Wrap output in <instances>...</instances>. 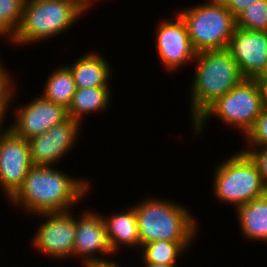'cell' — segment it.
<instances>
[{
	"instance_id": "15",
	"label": "cell",
	"mask_w": 267,
	"mask_h": 267,
	"mask_svg": "<svg viewBox=\"0 0 267 267\" xmlns=\"http://www.w3.org/2000/svg\"><path fill=\"white\" fill-rule=\"evenodd\" d=\"M102 218L106 227L109 244L114 254L121 248L120 245L129 247L139 246L138 248H140L138 222L134 206L126 211L112 213L110 217L102 216Z\"/></svg>"
},
{
	"instance_id": "9",
	"label": "cell",
	"mask_w": 267,
	"mask_h": 267,
	"mask_svg": "<svg viewBox=\"0 0 267 267\" xmlns=\"http://www.w3.org/2000/svg\"><path fill=\"white\" fill-rule=\"evenodd\" d=\"M44 222L40 225L33 243L38 251L56 259L73 256L76 218L69 211L41 213Z\"/></svg>"
},
{
	"instance_id": "2",
	"label": "cell",
	"mask_w": 267,
	"mask_h": 267,
	"mask_svg": "<svg viewBox=\"0 0 267 267\" xmlns=\"http://www.w3.org/2000/svg\"><path fill=\"white\" fill-rule=\"evenodd\" d=\"M92 4L93 0L24 1L20 27L10 40L27 45L55 37L73 26Z\"/></svg>"
},
{
	"instance_id": "27",
	"label": "cell",
	"mask_w": 267,
	"mask_h": 267,
	"mask_svg": "<svg viewBox=\"0 0 267 267\" xmlns=\"http://www.w3.org/2000/svg\"><path fill=\"white\" fill-rule=\"evenodd\" d=\"M260 93L263 108H267V75H260L254 78Z\"/></svg>"
},
{
	"instance_id": "25",
	"label": "cell",
	"mask_w": 267,
	"mask_h": 267,
	"mask_svg": "<svg viewBox=\"0 0 267 267\" xmlns=\"http://www.w3.org/2000/svg\"><path fill=\"white\" fill-rule=\"evenodd\" d=\"M6 68L0 62V104H9L10 92L13 83Z\"/></svg>"
},
{
	"instance_id": "18",
	"label": "cell",
	"mask_w": 267,
	"mask_h": 267,
	"mask_svg": "<svg viewBox=\"0 0 267 267\" xmlns=\"http://www.w3.org/2000/svg\"><path fill=\"white\" fill-rule=\"evenodd\" d=\"M110 95L109 87L77 88L67 109L68 116L82 124L84 115L108 108Z\"/></svg>"
},
{
	"instance_id": "10",
	"label": "cell",
	"mask_w": 267,
	"mask_h": 267,
	"mask_svg": "<svg viewBox=\"0 0 267 267\" xmlns=\"http://www.w3.org/2000/svg\"><path fill=\"white\" fill-rule=\"evenodd\" d=\"M227 52L245 79L264 75L267 70V32L236 27L228 41Z\"/></svg>"
},
{
	"instance_id": "17",
	"label": "cell",
	"mask_w": 267,
	"mask_h": 267,
	"mask_svg": "<svg viewBox=\"0 0 267 267\" xmlns=\"http://www.w3.org/2000/svg\"><path fill=\"white\" fill-rule=\"evenodd\" d=\"M236 209L245 238L267 242V193Z\"/></svg>"
},
{
	"instance_id": "24",
	"label": "cell",
	"mask_w": 267,
	"mask_h": 267,
	"mask_svg": "<svg viewBox=\"0 0 267 267\" xmlns=\"http://www.w3.org/2000/svg\"><path fill=\"white\" fill-rule=\"evenodd\" d=\"M253 148V149H252ZM244 151L255 163L262 180L267 185V146L252 147Z\"/></svg>"
},
{
	"instance_id": "29",
	"label": "cell",
	"mask_w": 267,
	"mask_h": 267,
	"mask_svg": "<svg viewBox=\"0 0 267 267\" xmlns=\"http://www.w3.org/2000/svg\"><path fill=\"white\" fill-rule=\"evenodd\" d=\"M13 87H15V86H12V89H11V92H10V98H9V104H0V135L1 134H3L6 130L4 129H2L3 127H2V125H3V123H4V118H6V117H4L6 114H7V110H8V108H9V105H11L10 103H12L11 101L13 100L12 98H13V96H14V90L13 89H15V88H13ZM3 121V122H2Z\"/></svg>"
},
{
	"instance_id": "5",
	"label": "cell",
	"mask_w": 267,
	"mask_h": 267,
	"mask_svg": "<svg viewBox=\"0 0 267 267\" xmlns=\"http://www.w3.org/2000/svg\"><path fill=\"white\" fill-rule=\"evenodd\" d=\"M186 24L196 52L226 49L236 29V18L221 0L189 7L178 13Z\"/></svg>"
},
{
	"instance_id": "19",
	"label": "cell",
	"mask_w": 267,
	"mask_h": 267,
	"mask_svg": "<svg viewBox=\"0 0 267 267\" xmlns=\"http://www.w3.org/2000/svg\"><path fill=\"white\" fill-rule=\"evenodd\" d=\"M47 79L42 96L68 109L77 89L69 67L57 68Z\"/></svg>"
},
{
	"instance_id": "7",
	"label": "cell",
	"mask_w": 267,
	"mask_h": 267,
	"mask_svg": "<svg viewBox=\"0 0 267 267\" xmlns=\"http://www.w3.org/2000/svg\"><path fill=\"white\" fill-rule=\"evenodd\" d=\"M214 176V196L220 202L239 207L267 193V185L252 159L240 151L218 164Z\"/></svg>"
},
{
	"instance_id": "11",
	"label": "cell",
	"mask_w": 267,
	"mask_h": 267,
	"mask_svg": "<svg viewBox=\"0 0 267 267\" xmlns=\"http://www.w3.org/2000/svg\"><path fill=\"white\" fill-rule=\"evenodd\" d=\"M174 19L176 20H162L155 31L156 49L163 67L168 71H175L187 62H193L197 54L185 22L178 13Z\"/></svg>"
},
{
	"instance_id": "20",
	"label": "cell",
	"mask_w": 267,
	"mask_h": 267,
	"mask_svg": "<svg viewBox=\"0 0 267 267\" xmlns=\"http://www.w3.org/2000/svg\"><path fill=\"white\" fill-rule=\"evenodd\" d=\"M191 242L154 241L141 246L142 262L156 264H177L179 254L184 253Z\"/></svg>"
},
{
	"instance_id": "21",
	"label": "cell",
	"mask_w": 267,
	"mask_h": 267,
	"mask_svg": "<svg viewBox=\"0 0 267 267\" xmlns=\"http://www.w3.org/2000/svg\"><path fill=\"white\" fill-rule=\"evenodd\" d=\"M23 5L24 0H0V35L9 39L15 35L22 21Z\"/></svg>"
},
{
	"instance_id": "3",
	"label": "cell",
	"mask_w": 267,
	"mask_h": 267,
	"mask_svg": "<svg viewBox=\"0 0 267 267\" xmlns=\"http://www.w3.org/2000/svg\"><path fill=\"white\" fill-rule=\"evenodd\" d=\"M194 61L198 64L191 84L192 122L217 98L245 79L226 49L198 52Z\"/></svg>"
},
{
	"instance_id": "8",
	"label": "cell",
	"mask_w": 267,
	"mask_h": 267,
	"mask_svg": "<svg viewBox=\"0 0 267 267\" xmlns=\"http://www.w3.org/2000/svg\"><path fill=\"white\" fill-rule=\"evenodd\" d=\"M33 166L28 141L7 127L0 135V187L8 199L22 187Z\"/></svg>"
},
{
	"instance_id": "22",
	"label": "cell",
	"mask_w": 267,
	"mask_h": 267,
	"mask_svg": "<svg viewBox=\"0 0 267 267\" xmlns=\"http://www.w3.org/2000/svg\"><path fill=\"white\" fill-rule=\"evenodd\" d=\"M236 27L267 32V0H256L237 17Z\"/></svg>"
},
{
	"instance_id": "14",
	"label": "cell",
	"mask_w": 267,
	"mask_h": 267,
	"mask_svg": "<svg viewBox=\"0 0 267 267\" xmlns=\"http://www.w3.org/2000/svg\"><path fill=\"white\" fill-rule=\"evenodd\" d=\"M96 253L107 256L114 254L102 216L98 212L89 210L83 212L82 216L76 219L73 255L82 257L83 263L102 260L97 257Z\"/></svg>"
},
{
	"instance_id": "30",
	"label": "cell",
	"mask_w": 267,
	"mask_h": 267,
	"mask_svg": "<svg viewBox=\"0 0 267 267\" xmlns=\"http://www.w3.org/2000/svg\"><path fill=\"white\" fill-rule=\"evenodd\" d=\"M145 267H177L176 264H156V263H144Z\"/></svg>"
},
{
	"instance_id": "28",
	"label": "cell",
	"mask_w": 267,
	"mask_h": 267,
	"mask_svg": "<svg viewBox=\"0 0 267 267\" xmlns=\"http://www.w3.org/2000/svg\"><path fill=\"white\" fill-rule=\"evenodd\" d=\"M85 264V265H84ZM84 267H121L118 264L114 263L113 260H107L106 258L102 260H93L86 263H83Z\"/></svg>"
},
{
	"instance_id": "26",
	"label": "cell",
	"mask_w": 267,
	"mask_h": 267,
	"mask_svg": "<svg viewBox=\"0 0 267 267\" xmlns=\"http://www.w3.org/2000/svg\"><path fill=\"white\" fill-rule=\"evenodd\" d=\"M229 12L236 18L247 6L256 0H221Z\"/></svg>"
},
{
	"instance_id": "23",
	"label": "cell",
	"mask_w": 267,
	"mask_h": 267,
	"mask_svg": "<svg viewBox=\"0 0 267 267\" xmlns=\"http://www.w3.org/2000/svg\"><path fill=\"white\" fill-rule=\"evenodd\" d=\"M251 147L267 146V108H263L253 128L245 136Z\"/></svg>"
},
{
	"instance_id": "12",
	"label": "cell",
	"mask_w": 267,
	"mask_h": 267,
	"mask_svg": "<svg viewBox=\"0 0 267 267\" xmlns=\"http://www.w3.org/2000/svg\"><path fill=\"white\" fill-rule=\"evenodd\" d=\"M80 125L79 122L68 117L46 133L27 140L33 165L52 166L59 162L76 142Z\"/></svg>"
},
{
	"instance_id": "1",
	"label": "cell",
	"mask_w": 267,
	"mask_h": 267,
	"mask_svg": "<svg viewBox=\"0 0 267 267\" xmlns=\"http://www.w3.org/2000/svg\"><path fill=\"white\" fill-rule=\"evenodd\" d=\"M89 186V181L70 177L52 166L34 165L10 200L34 215L65 212L82 201Z\"/></svg>"
},
{
	"instance_id": "6",
	"label": "cell",
	"mask_w": 267,
	"mask_h": 267,
	"mask_svg": "<svg viewBox=\"0 0 267 267\" xmlns=\"http://www.w3.org/2000/svg\"><path fill=\"white\" fill-rule=\"evenodd\" d=\"M263 110L258 86L254 79H244L222 97L217 98L194 121V134H199L211 116L226 126L239 128L243 135L253 128Z\"/></svg>"
},
{
	"instance_id": "16",
	"label": "cell",
	"mask_w": 267,
	"mask_h": 267,
	"mask_svg": "<svg viewBox=\"0 0 267 267\" xmlns=\"http://www.w3.org/2000/svg\"><path fill=\"white\" fill-rule=\"evenodd\" d=\"M87 53L68 66L73 74L77 88L108 87L111 67L103 56L97 53Z\"/></svg>"
},
{
	"instance_id": "13",
	"label": "cell",
	"mask_w": 267,
	"mask_h": 267,
	"mask_svg": "<svg viewBox=\"0 0 267 267\" xmlns=\"http://www.w3.org/2000/svg\"><path fill=\"white\" fill-rule=\"evenodd\" d=\"M15 111L16 119L9 129L26 140L46 133L69 117L65 107L45 99L42 95Z\"/></svg>"
},
{
	"instance_id": "4",
	"label": "cell",
	"mask_w": 267,
	"mask_h": 267,
	"mask_svg": "<svg viewBox=\"0 0 267 267\" xmlns=\"http://www.w3.org/2000/svg\"><path fill=\"white\" fill-rule=\"evenodd\" d=\"M134 205L140 248L154 241L191 242L197 232L195 219L184 206L147 198Z\"/></svg>"
}]
</instances>
